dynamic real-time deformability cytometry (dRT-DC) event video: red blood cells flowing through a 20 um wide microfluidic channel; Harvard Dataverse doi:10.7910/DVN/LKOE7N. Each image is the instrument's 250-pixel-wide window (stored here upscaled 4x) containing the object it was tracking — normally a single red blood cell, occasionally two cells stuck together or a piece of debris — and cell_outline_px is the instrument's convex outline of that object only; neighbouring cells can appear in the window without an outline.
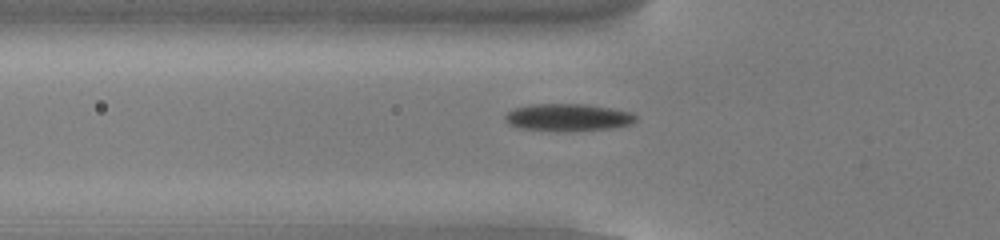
{"species": "common noctule bat (a hibernating species)", "species_latin": "Nyctalus noctula", "temperature_condition": "cold", "stored_images_in_passage": 49, "camera_frame_rate_fps": 3000, "um_per_image_px": 0.085, "animal": {"sex": "male", "body_mass_g": 13.0, "forearm_length_mm": 53.1}, "frame": {"image": 1, "passage_image": 14, "time_ms": 4.333, "image_size_px": [1000, 240], "cell_outline_px": [[636, 120], [632, 124], [612, 128], [572, 132], [564, 132], [520, 128], [504, 120], [504, 116], [508, 112], [516, 108], [532, 104], [588, 104], [632, 112], [636, 116]], "centroid_in_image_um": [48.32, 9.99], "position_along_channel_um": 77.5, "area_um2": 20.98}}
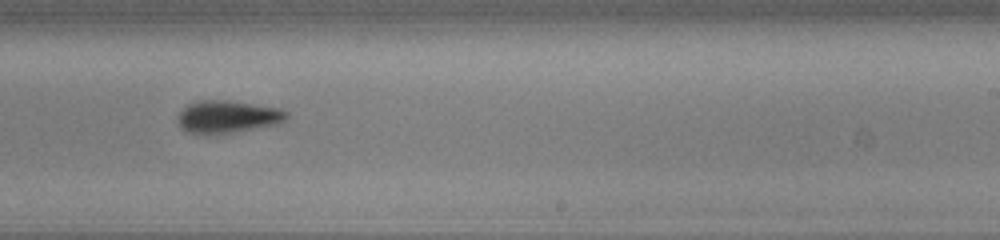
{"frame": {"image": 2, "passage_image": 29, "time_ms": 9.333, "image_size_px": [1000, 240], "cell_outline_px": [[288, 116], [280, 124], [236, 132], [188, 132], [180, 128], [176, 116], [188, 104], [200, 100], [224, 100], [280, 108], [288, 112]], "centroid_in_image_um": [19.37, 9.91], "position_along_channel_um": 269.6, "area_um2": 20.29}}
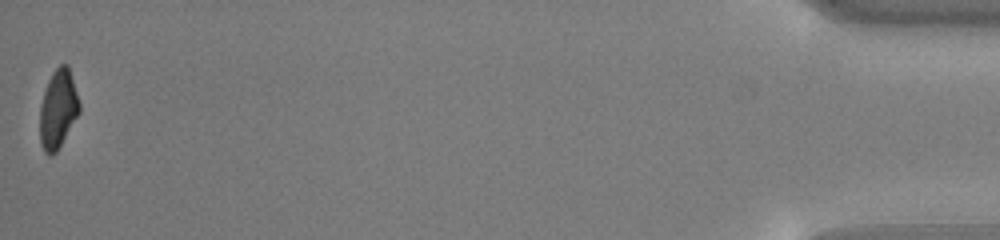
{"frame": {"image": 3, "passage_image": 49, "time_ms": 16.0, "image_size_px": [1000, 240], "cell_outline_px": [[80, 112], [56, 152], [52, 156], [48, 156], [44, 152], [40, 144], [40, 104], [48, 80], [52, 72], [60, 64], [68, 64], [80, 104]], "centroid_in_image_um": [4.92, 9.29], "position_along_channel_um": 430.3, "area_um2": 18.15}, "authors_computed_cell_mechanics": {"area_um2": 19.8254, "velocity_mm_per_s": 3.8442, "shape_relaxation_time_tau1_ms": 2.4275, "shape_relaxation_time_tau2_ms": 5.1851, "deformation_change_tau1": 0.1308, "deformation_change_tau2": 0.1178}}